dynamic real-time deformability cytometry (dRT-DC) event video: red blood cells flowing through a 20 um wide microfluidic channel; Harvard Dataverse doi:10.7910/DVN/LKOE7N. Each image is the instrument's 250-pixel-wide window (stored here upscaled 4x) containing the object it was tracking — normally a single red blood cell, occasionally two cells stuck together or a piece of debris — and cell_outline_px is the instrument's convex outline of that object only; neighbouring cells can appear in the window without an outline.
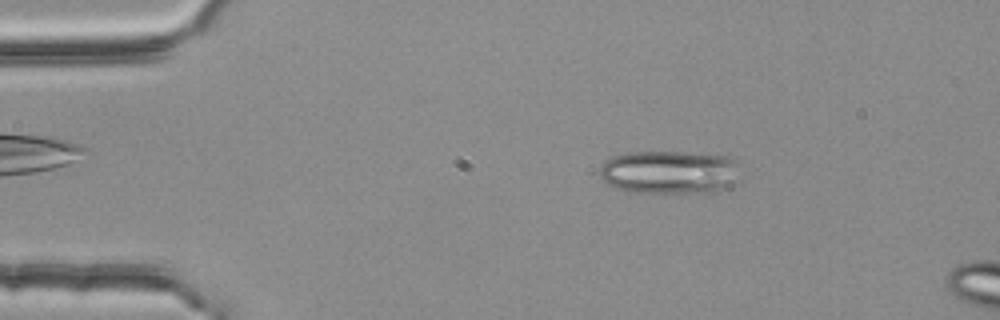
{"species": "common noctule bat (a hibernating species)", "species_latin": "Nyctalus noctula", "temperature_condition": "room temperature", "stored_images_in_passage": 4, "camera_frame_rate_fps": 3000, "um_per_image_px": 0.085, "animal": {"sex": "female", "body_mass_g": 25.1}, "frame": {"image": 1, "passage_image": 2, "time_ms": 0.333, "image_size_px": [1000, 320], "cell_outline_px": [[736, 160], [724, 184], [720, 188], [704, 192], [628, 192], [608, 184], [600, 176], [600, 168], [604, 160], [612, 156], [628, 152], [684, 152], [732, 156]], "centroid_in_image_um": [56.67, 14.59], "position_along_channel_um": 28.3, "area_um2": 34.1}}